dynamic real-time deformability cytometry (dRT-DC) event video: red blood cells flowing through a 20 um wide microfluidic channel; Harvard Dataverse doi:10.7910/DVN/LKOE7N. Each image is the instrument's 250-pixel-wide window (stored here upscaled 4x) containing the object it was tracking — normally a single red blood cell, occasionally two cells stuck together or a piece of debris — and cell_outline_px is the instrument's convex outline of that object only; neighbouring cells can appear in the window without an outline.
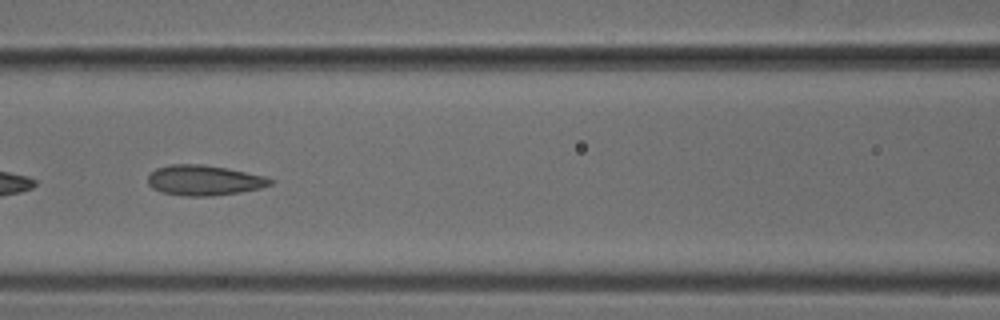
{"species": "common noctule bat (a hibernating species)", "species_latin": "Nyctalus noctula", "temperature_condition": "cold", "stored_images_in_passage": 47, "camera_frame_rate_fps": 3000, "um_per_image_px": 0.085, "animal": {"sex": "male", "body_mass_g": 18.8}, "frame": {"image": 1, "passage_image": 21, "time_ms": 6.667, "image_size_px": [1000, 320], "cell_outline_px": [[276, 180], [272, 184], [260, 188], [240, 192], [212, 196], [184, 196], [160, 192], [152, 188], [148, 184], [148, 176], [156, 168], [168, 164], [200, 164], [228, 168], [264, 176]], "centroid_in_image_um": [17.34, 15.32], "position_along_channel_um": 149.3, "area_um2": 21.73}}
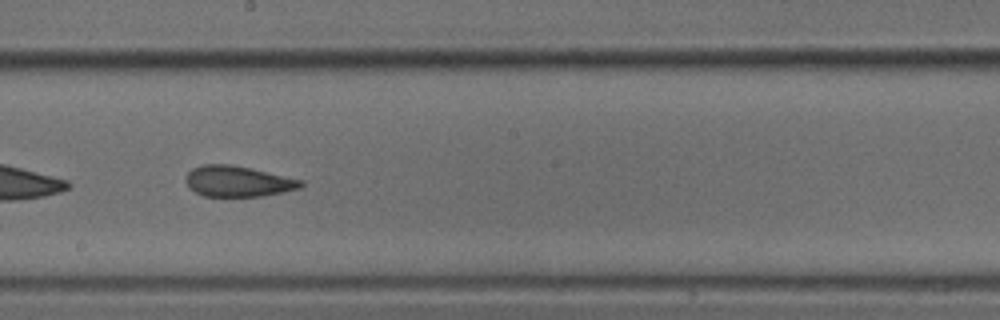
{"frame": {"image": 2, "passage_image": 27, "time_ms": 8.667, "image_size_px": [1000, 320], "cell_outline_px": [[304, 184], [300, 188], [260, 196], [204, 196], [188, 188], [184, 180], [188, 172], [192, 168], [200, 164], [232, 164], [304, 180]], "centroid_in_image_um": [20.18, 15.4], "position_along_channel_um": 228.0, "area_um2": 20.69}}